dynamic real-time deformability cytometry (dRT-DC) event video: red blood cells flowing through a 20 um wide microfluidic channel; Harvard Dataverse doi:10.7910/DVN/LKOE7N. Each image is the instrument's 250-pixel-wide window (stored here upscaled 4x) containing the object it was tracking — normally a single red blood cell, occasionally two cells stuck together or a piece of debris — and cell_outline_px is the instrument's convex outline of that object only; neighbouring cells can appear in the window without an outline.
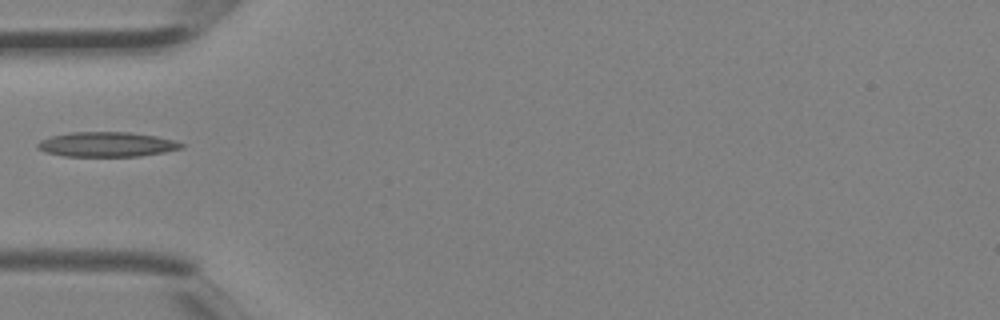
{"species": "Egyptian fruit bat (a non-hibernating species)", "species_latin": "Rousettus aegyptiacus", "temperature_condition": "room temperature", "stored_images_in_passage": 1, "camera_frame_rate_fps": 3000, "um_per_image_px": 0.085, "animal": {"sex": "female"}, "frame": {"image": 1, "passage_image": 1, "time_ms": 0.0, "image_size_px": [1000, 320], "cell_outline_px": [[184, 148], [164, 152], [140, 156], [64, 156], [44, 152], [36, 148], [36, 144], [40, 140], [52, 136], [72, 132], [128, 132], [156, 136], [176, 140], [184, 144]], "centroid_in_image_um": [9.08, 12.27], "position_along_channel_um": 75.9, "area_um2": 20.87}}